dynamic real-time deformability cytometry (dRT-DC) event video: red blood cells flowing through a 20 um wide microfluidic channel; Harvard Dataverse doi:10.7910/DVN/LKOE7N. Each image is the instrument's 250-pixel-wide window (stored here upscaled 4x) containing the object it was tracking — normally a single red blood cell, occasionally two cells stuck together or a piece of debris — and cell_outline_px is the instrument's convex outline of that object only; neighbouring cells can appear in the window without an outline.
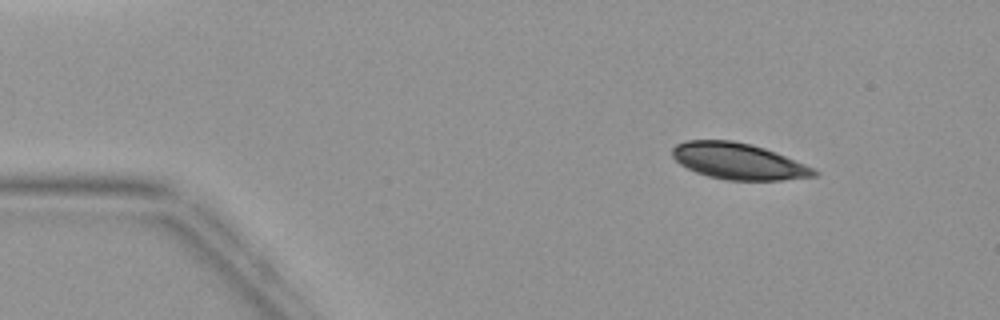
{"species": "common noctule bat (a hibernating species)", "species_latin": "Nyctalus noctula", "temperature_condition": "warm", "stored_images_in_passage": 3, "camera_frame_rate_fps": 3000, "um_per_image_px": 0.085, "animal": {"sex": "female", "body_mass_g": 19.9}, "frame": {"image": 1, "passage_image": 1, "time_ms": 0.0, "image_size_px": [1000, 320], "cell_outline_px": [[820, 172], [816, 176], [780, 180], [728, 180], [708, 176], [696, 172], [680, 164], [672, 156], [672, 148], [676, 144], [688, 140], [732, 140], [752, 144], [764, 148], [804, 164]], "centroid_in_image_um": [62.74, 13.7], "position_along_channel_um": 22.3, "area_um2": 29.71}}